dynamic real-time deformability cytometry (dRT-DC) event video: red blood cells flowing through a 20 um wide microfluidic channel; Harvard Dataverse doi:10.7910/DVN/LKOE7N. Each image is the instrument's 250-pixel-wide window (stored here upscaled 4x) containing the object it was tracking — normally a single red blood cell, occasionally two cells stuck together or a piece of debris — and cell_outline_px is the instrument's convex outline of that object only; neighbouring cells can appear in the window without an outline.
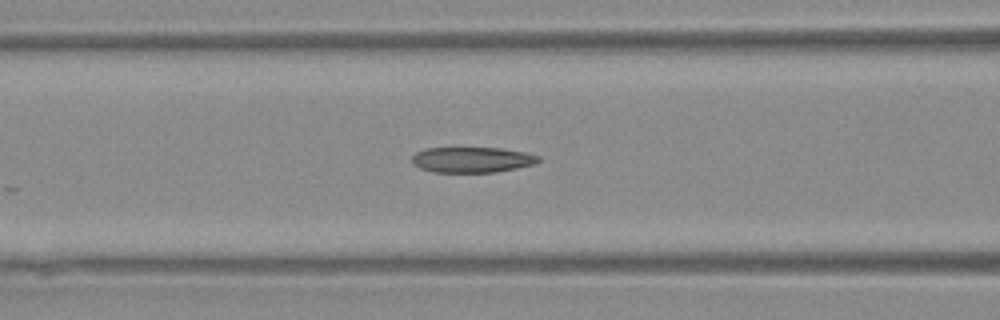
{"species": "Egyptian fruit bat (a non-hibernating species)", "species_latin": "Rousettus aegyptiacus", "temperature_condition": "warm", "stored_images_in_passage": 13, "camera_frame_rate_fps": 3000, "um_per_image_px": 0.085, "animal": {"sex": "female"}, "frame": {"image": 1, "passage_image": 6, "time_ms": 1.667, "image_size_px": [1000, 320], "cell_outline_px": [[540, 160], [536, 164], [496, 172], [436, 172], [420, 168], [412, 164], [412, 156], [416, 152], [424, 148], [500, 148], [524, 152], [540, 156]], "centroid_in_image_um": [40.12, 13.57], "position_along_channel_um": 126.5, "area_um2": 18.84}}
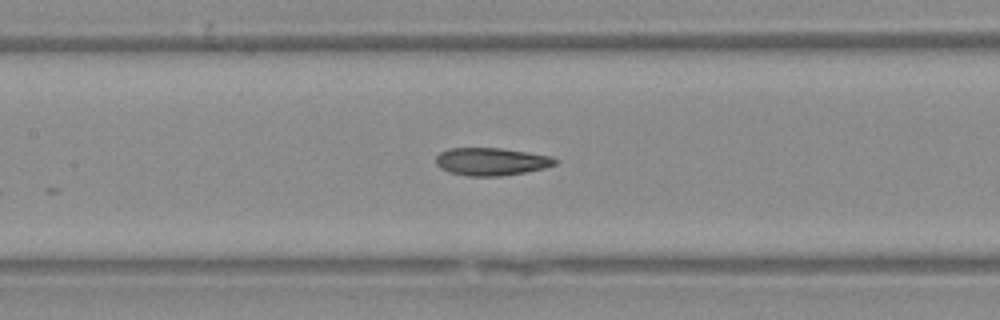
{"frame": {"image": 2, "passage_image": 9, "time_ms": 2.667, "image_size_px": [1000, 320], "cell_outline_px": [[556, 164], [544, 168], [524, 172], [500, 176], [468, 176], [448, 172], [440, 168], [436, 164], [436, 156], [440, 152], [448, 148], [500, 148], [552, 156], [556, 160]], "centroid_in_image_um": [41.72, 13.73], "position_along_channel_um": 165.7, "area_um2": 19.19}}
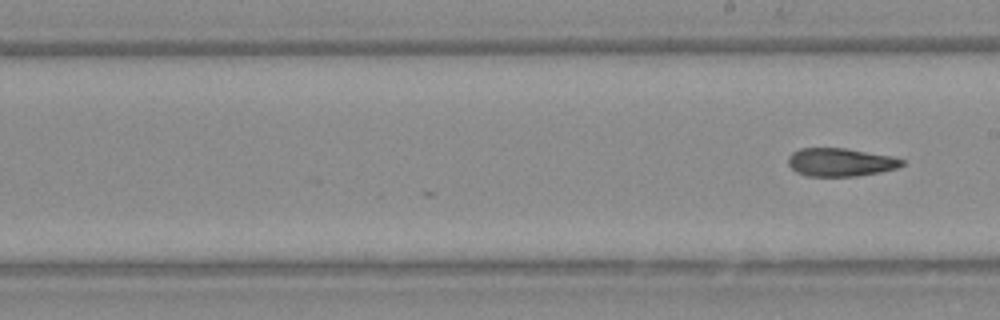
{"frame": {"image": 3, "passage_image": 13, "time_ms": 4.0, "image_size_px": [1000, 320], "cell_outline_px": [[904, 164], [896, 168], [880, 172], [856, 176], [808, 176], [796, 172], [788, 164], [788, 156], [792, 152], [800, 148], [844, 148], [892, 156], [904, 160]], "centroid_in_image_um": [71.42, 13.78], "position_along_channel_um": 217.6, "area_um2": 18.67}}